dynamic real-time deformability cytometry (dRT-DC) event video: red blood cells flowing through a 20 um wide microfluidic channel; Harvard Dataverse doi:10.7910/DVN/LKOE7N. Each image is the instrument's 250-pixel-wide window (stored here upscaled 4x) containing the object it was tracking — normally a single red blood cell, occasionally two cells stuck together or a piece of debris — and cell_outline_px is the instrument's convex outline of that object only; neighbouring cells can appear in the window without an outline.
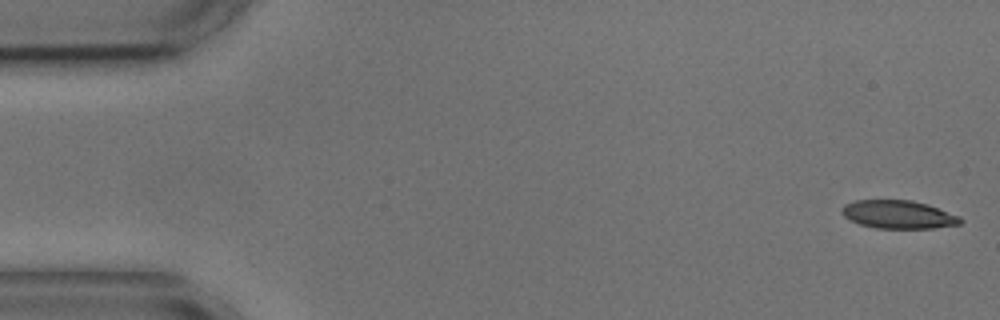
{"species": "common noctule bat (a hibernating species)", "species_latin": "Nyctalus noctula", "temperature_condition": "cold", "stored_images_in_passage": 4, "camera_frame_rate_fps": 3000, "um_per_image_px": 0.085, "animal": {"sex": "male", "body_mass_g": 17.9, "forearm_length_mm": 54.2}, "frame": {"image": 1, "passage_image": 1, "time_ms": 0.0, "image_size_px": [1000, 320], "cell_outline_px": [[964, 220], [960, 224], [932, 228], [876, 228], [860, 224], [844, 216], [840, 212], [840, 208], [844, 204], [856, 200], [912, 200], [928, 204], [960, 216]], "centroid_in_image_um": [76.36, 18.22], "position_along_channel_um": 8.6, "area_um2": 19.54}}
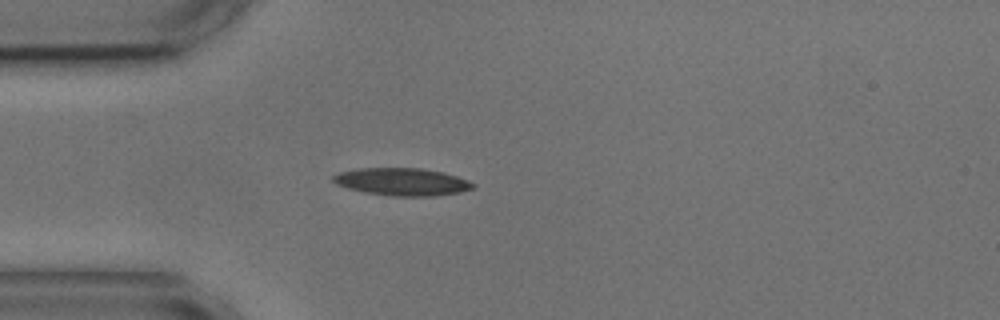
{"frame": {"image": 2, "passage_image": 4, "time_ms": 4.333, "image_size_px": [1000, 320], "cell_outline_px": [[476, 188], [460, 192], [432, 196], [392, 196], [364, 192], [348, 188], [336, 184], [332, 180], [332, 176], [340, 172], [360, 168], [420, 168], [444, 172], [468, 180], [476, 184]], "centroid_in_image_um": [34.2, 15.45], "position_along_channel_um": 50.8, "area_um2": 22.48}}